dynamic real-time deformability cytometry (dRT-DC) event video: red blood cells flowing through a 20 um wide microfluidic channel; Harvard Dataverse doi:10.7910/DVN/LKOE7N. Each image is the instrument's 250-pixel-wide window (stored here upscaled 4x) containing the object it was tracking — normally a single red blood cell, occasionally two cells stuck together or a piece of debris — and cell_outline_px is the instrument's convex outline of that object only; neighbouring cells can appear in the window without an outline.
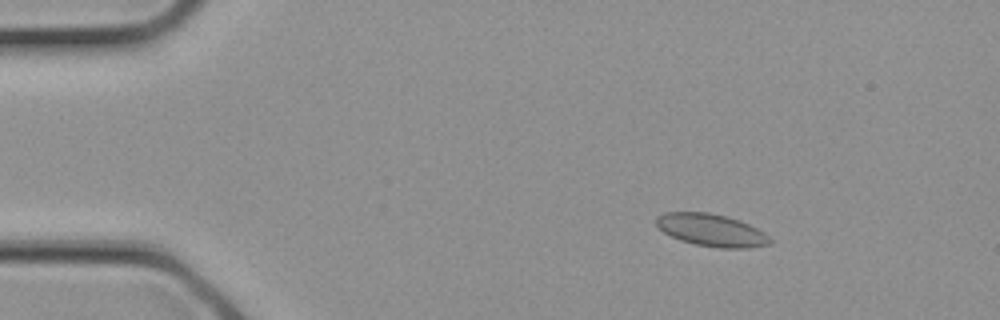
{"species": "common noctule bat (a hibernating species)", "species_latin": "Nyctalus noctula", "temperature_condition": "cold", "stored_images_in_passage": 15, "camera_frame_rate_fps": 3000, "um_per_image_px": 0.085, "animal": {"sex": "female", "body_mass_g": 21.9}, "frame": {"image": 1, "passage_image": 2, "time_ms": 0.333, "image_size_px": [1000, 320], "cell_outline_px": [[772, 244], [752, 248], [720, 248], [696, 244], [680, 240], [664, 232], [656, 224], [656, 216], [664, 212], [708, 212], [740, 220], [764, 232], [772, 240]], "centroid_in_image_um": [60.49, 19.56], "position_along_channel_um": 24.5, "area_um2": 21.44}}
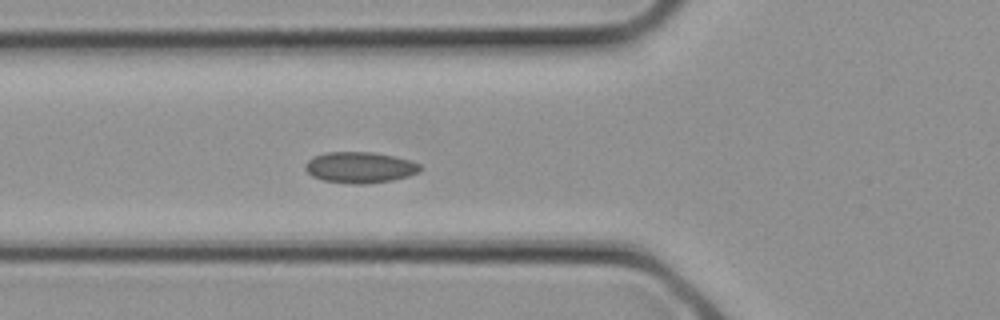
{"frame": {"image": 2, "passage_image": 8, "time_ms": 2.333, "image_size_px": [1000, 320], "cell_outline_px": [[420, 172], [408, 176], [392, 180], [364, 184], [352, 184], [324, 180], [312, 176], [304, 168], [304, 164], [312, 156], [324, 152], [372, 152], [392, 156], [408, 160], [420, 164]], "centroid_in_image_um": [30.55, 14.23], "position_along_channel_um": 95.3, "area_um2": 20.75}}
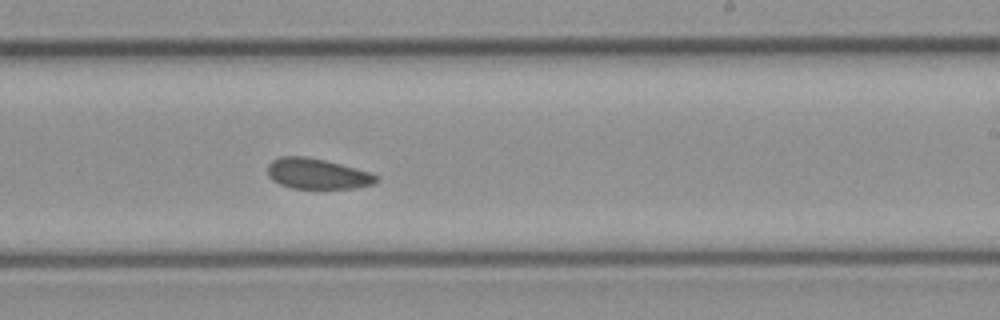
{"frame": {"image": 3, "passage_image": 15, "time_ms": 4.667, "image_size_px": [1000, 320], "cell_outline_px": [[380, 180], [376, 184], [356, 188], [292, 188], [280, 184], [272, 180], [268, 176], [268, 164], [272, 160], [280, 156], [308, 156], [340, 164], [368, 172], [380, 176]], "centroid_in_image_um": [26.98, 14.77], "position_along_channel_um": 262.0, "area_um2": 19.42}}